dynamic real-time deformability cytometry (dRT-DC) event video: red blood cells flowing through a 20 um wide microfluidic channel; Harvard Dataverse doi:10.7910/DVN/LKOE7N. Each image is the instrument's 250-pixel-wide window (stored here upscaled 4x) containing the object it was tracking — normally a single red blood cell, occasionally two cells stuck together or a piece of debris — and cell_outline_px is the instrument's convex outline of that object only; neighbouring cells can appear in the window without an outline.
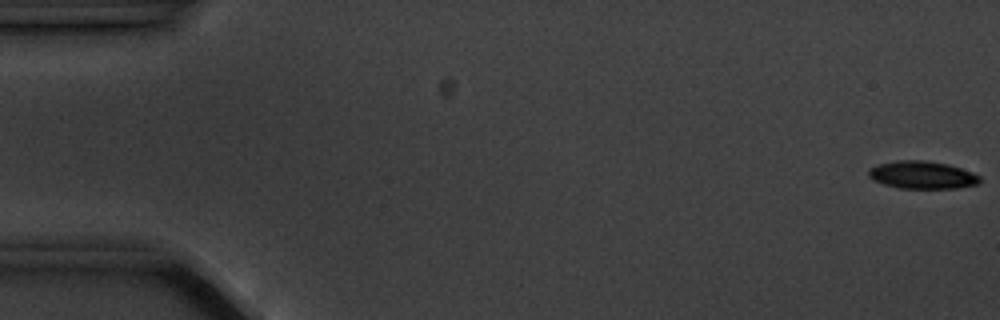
{"species": "common noctule bat (a hibernating species)", "species_latin": "Nyctalus noctula", "temperature_condition": "cold", "stored_images_in_passage": 5, "camera_frame_rate_fps": 3000, "um_per_image_px": 0.085, "animal": {"sex": "male", "body_mass_g": 20.1, "forearm_length_mm": 53.5}, "frame": {"image": 1, "passage_image": 1, "time_ms": 0.0, "image_size_px": [1000, 320], "cell_outline_px": [[980, 184], [956, 188], [900, 188], [884, 184], [872, 180], [868, 176], [868, 168], [880, 164], [896, 160], [924, 160], [948, 164], [972, 172], [980, 176]], "centroid_in_image_um": [78.38, 14.87], "position_along_channel_um": 6.6, "area_um2": 17.98}}
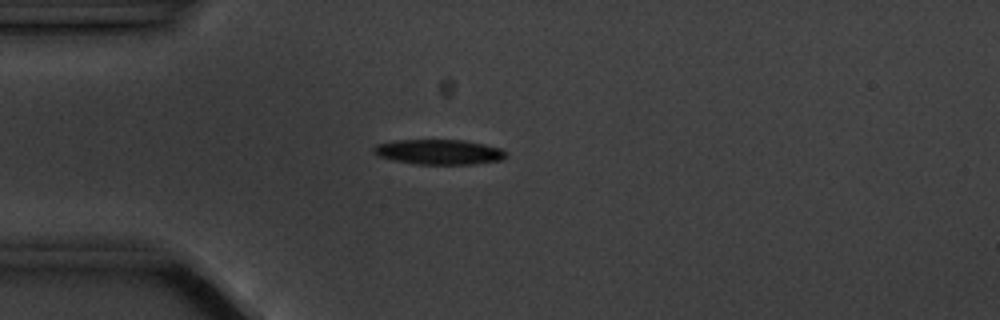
{"frame": {"image": 2, "passage_image": 5, "time_ms": 4.667, "image_size_px": [1000, 320], "cell_outline_px": [[508, 156], [500, 160], [472, 164], [416, 164], [392, 160], [376, 156], [372, 152], [372, 148], [376, 144], [392, 140], [464, 140], [484, 144], [500, 148]], "centroid_in_image_um": [37.24, 12.91], "position_along_channel_um": 47.8, "area_um2": 19.42}}